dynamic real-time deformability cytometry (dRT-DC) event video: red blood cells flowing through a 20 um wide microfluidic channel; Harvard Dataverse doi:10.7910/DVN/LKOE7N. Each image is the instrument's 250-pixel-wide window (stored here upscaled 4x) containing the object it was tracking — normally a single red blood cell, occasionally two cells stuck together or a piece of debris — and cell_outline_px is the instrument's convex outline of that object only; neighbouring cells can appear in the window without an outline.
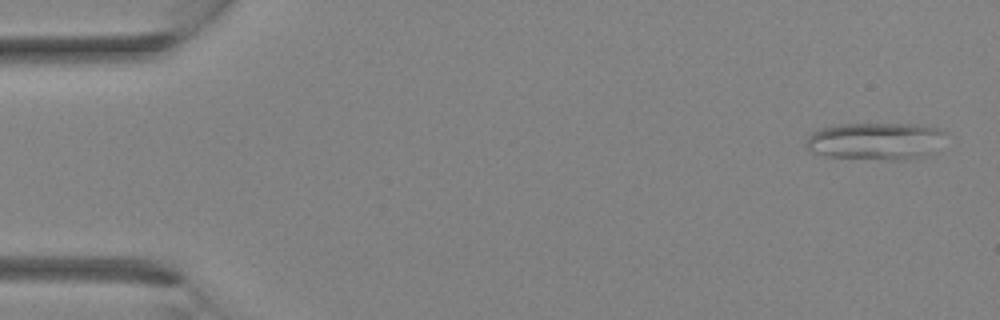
{"species": "Egyptian fruit bat (a non-hibernating species)", "species_latin": "Rousettus aegyptiacus", "temperature_condition": "room temperature", "stored_images_in_passage": 3, "camera_frame_rate_fps": 3000, "um_per_image_px": 0.085, "animal": {"sex": "female"}, "frame": {"image": 1, "passage_image": 1, "time_ms": 0.0, "image_size_px": [1000, 320], "cell_outline_px": [[948, 132], [932, 152], [924, 156], [904, 160], [888, 160], [828, 156], [812, 152], [804, 144], [808, 136], [812, 132], [820, 128], [840, 124], [920, 124], [936, 128]], "centroid_in_image_um": [74.42, 11.99], "position_along_channel_um": 10.6, "area_um2": 30.35}}